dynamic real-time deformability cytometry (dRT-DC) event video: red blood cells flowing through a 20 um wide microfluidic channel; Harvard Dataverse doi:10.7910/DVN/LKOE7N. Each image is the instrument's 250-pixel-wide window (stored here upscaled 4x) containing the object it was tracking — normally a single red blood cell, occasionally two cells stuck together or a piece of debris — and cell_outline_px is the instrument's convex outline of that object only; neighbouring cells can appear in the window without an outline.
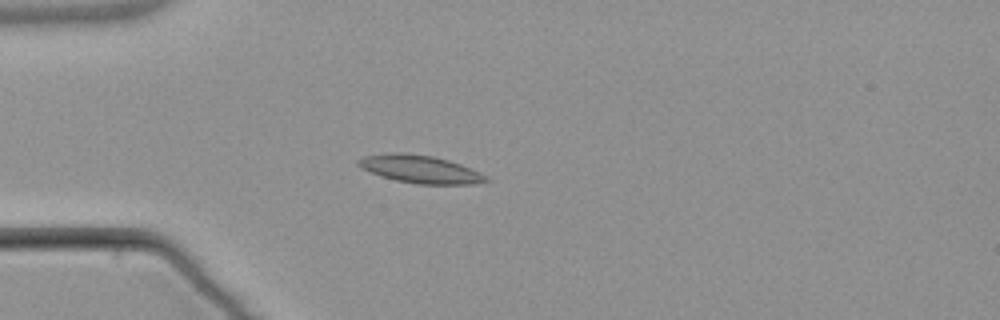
{"species": "common noctule bat (a hibernating species)", "species_latin": "Nyctalus noctula", "temperature_condition": "warm", "stored_images_in_passage": 5, "camera_frame_rate_fps": 3000, "um_per_image_px": 0.085, "animal": {"sex": "male", "body_mass_g": 21.5, "forearm_length_mm": 52.0}, "frame": {"image": 1, "passage_image": 5, "time_ms": 4.667, "image_size_px": [1000, 320], "cell_outline_px": [[492, 180], [476, 184], [416, 184], [396, 180], [360, 168], [356, 164], [356, 160], [364, 156], [396, 152], [400, 152], [432, 156], [448, 160], [460, 164], [480, 172], [488, 176]], "centroid_in_image_um": [35.75, 14.38], "position_along_channel_um": 49.3, "area_um2": 20.63}}